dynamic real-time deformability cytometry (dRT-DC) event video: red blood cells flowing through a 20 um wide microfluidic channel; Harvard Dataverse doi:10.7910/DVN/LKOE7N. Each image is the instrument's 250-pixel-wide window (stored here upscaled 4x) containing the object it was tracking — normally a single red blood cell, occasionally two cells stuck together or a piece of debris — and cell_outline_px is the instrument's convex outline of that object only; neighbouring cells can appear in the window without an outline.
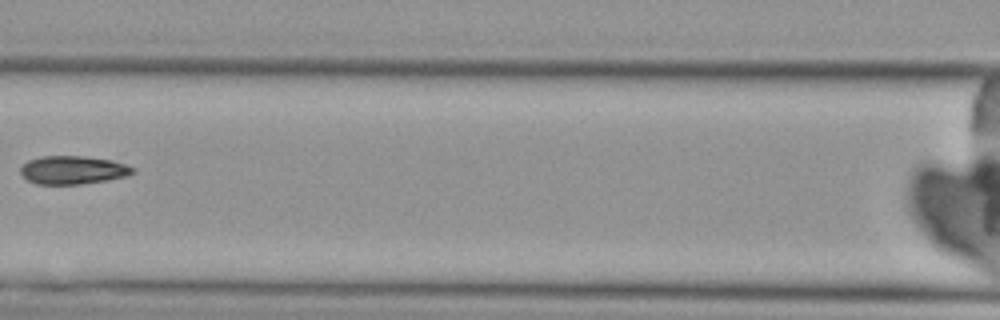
{"species": "Egyptian fruit bat (a non-hibernating species)", "species_latin": "Rousettus aegyptiacus", "temperature_condition": "cold", "stored_images_in_passage": 8, "camera_frame_rate_fps": 3000, "um_per_image_px": 0.085, "animal": {"sex": "female"}, "frame": {"image": 1, "passage_image": 7, "time_ms": 8.0, "image_size_px": [1000, 320], "cell_outline_px": [[136, 172], [124, 176], [108, 180], [80, 184], [36, 184], [28, 180], [20, 172], [20, 168], [28, 160], [40, 156], [84, 156], [112, 160], [136, 168]], "centroid_in_image_um": [6.2, 14.44], "position_along_channel_um": 160.4, "area_um2": 18.5}}
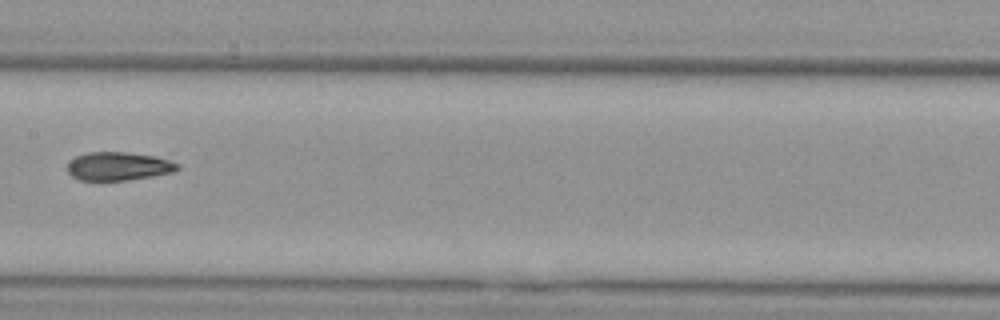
{"frame": {"image": 2, "passage_image": 8, "time_ms": 9.0, "image_size_px": [1000, 320], "cell_outline_px": [[180, 168], [176, 172], [128, 180], [80, 180], [72, 176], [68, 172], [68, 160], [84, 152], [124, 152], [156, 156], [180, 164]], "centroid_in_image_um": [10.07, 14.12], "position_along_channel_um": 197.3, "area_um2": 18.38}}